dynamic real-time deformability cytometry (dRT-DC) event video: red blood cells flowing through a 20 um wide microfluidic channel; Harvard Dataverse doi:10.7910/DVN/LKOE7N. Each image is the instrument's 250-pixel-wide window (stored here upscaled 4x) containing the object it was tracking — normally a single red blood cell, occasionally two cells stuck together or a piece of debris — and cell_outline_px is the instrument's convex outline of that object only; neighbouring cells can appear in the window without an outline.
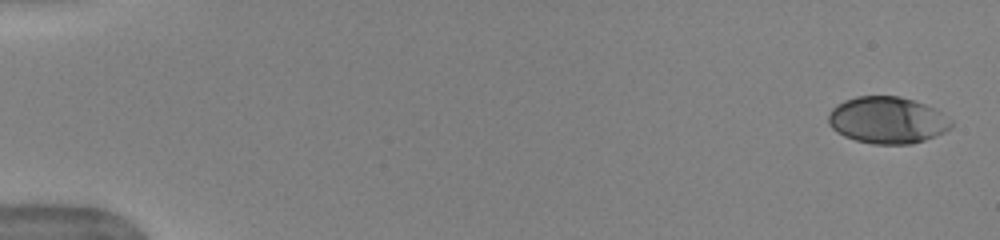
{"species": "human", "species_latin": "Homo sapiens", "temperature_condition": "warm", "stored_images_in_passage": 24, "camera_frame_rate_fps": 3000, "um_per_image_px": 0.085, "donor": {"sex": "female"}, "frame": {"image": 1, "passage_image": 1, "time_ms": 0.0, "image_size_px": [1000, 240], "cell_outline_px": [[952, 128], [944, 132], [924, 140], [908, 144], [872, 144], [856, 140], [844, 136], [836, 132], [828, 124], [828, 116], [832, 108], [836, 104], [844, 100], [856, 96], [900, 96], [936, 108], [952, 120]], "centroid_in_image_um": [75.41, 10.21], "position_along_channel_um": 9.6, "area_um2": 33.64}}
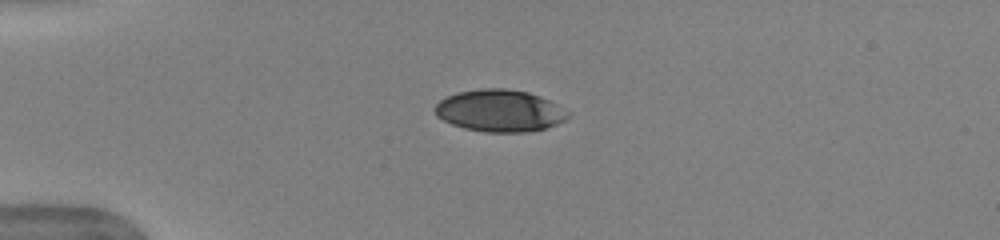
{"frame": {"image": 2, "passage_image": 10, "time_ms": 3.0, "image_size_px": [1000, 240], "cell_outline_px": [[572, 112], [564, 120], [556, 124], [544, 128], [524, 132], [484, 132], [464, 128], [452, 124], [436, 116], [436, 104], [440, 100], [456, 92], [480, 88], [504, 88], [528, 92], [540, 96]], "centroid_in_image_um": [42.48, 9.4], "position_along_channel_um": 42.5, "area_um2": 32.48}}
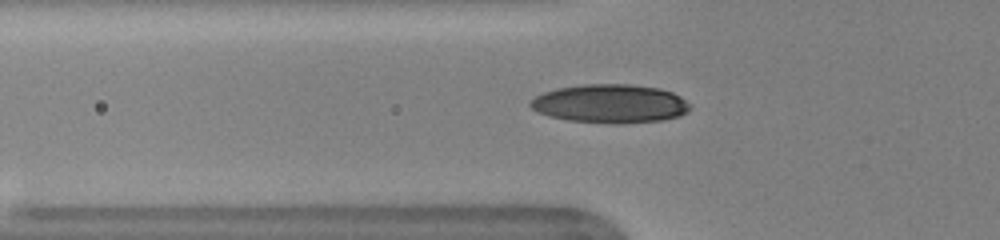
{"frame": {"image": 3, "passage_image": 14, "time_ms": 4.333, "image_size_px": [1000, 240], "cell_outline_px": [[692, 108], [688, 112], [680, 116], [660, 120], [616, 124], [568, 120], [548, 116], [536, 112], [528, 104], [536, 96], [544, 92], [556, 88], [584, 84], [632, 84], [660, 88], [672, 92], [680, 96]], "centroid_in_image_um": [51.86, 8.81], "position_along_channel_um": 73.9, "area_um2": 36.07}}